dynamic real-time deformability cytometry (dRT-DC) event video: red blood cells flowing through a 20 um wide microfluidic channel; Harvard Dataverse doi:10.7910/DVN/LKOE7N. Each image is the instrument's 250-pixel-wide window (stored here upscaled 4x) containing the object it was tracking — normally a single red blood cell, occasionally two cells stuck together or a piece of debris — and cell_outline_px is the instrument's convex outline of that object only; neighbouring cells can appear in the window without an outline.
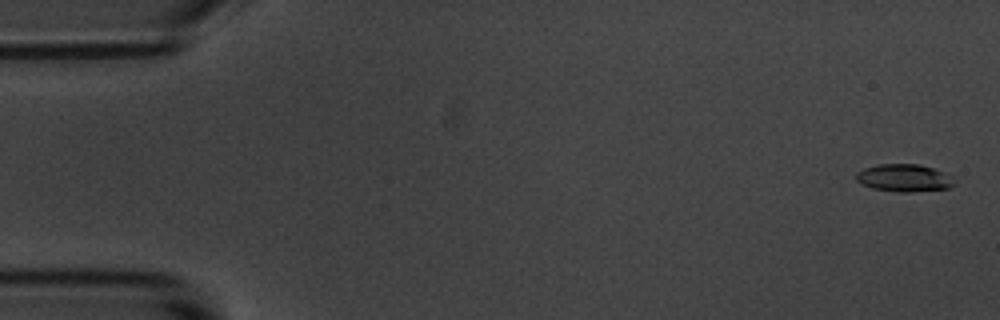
{"species": "common noctule bat (a hibernating species)", "species_latin": "Nyctalus noctula", "temperature_condition": "room temperature", "stored_images_in_passage": 5, "camera_frame_rate_fps": 3000, "um_per_image_px": 0.085, "animal": {"sex": "male", "body_mass_g": 20.1, "forearm_length_mm": 53.5}, "frame": {"image": 1, "passage_image": 1, "time_ms": 0.0, "image_size_px": [1000, 320], "cell_outline_px": [[956, 184], [948, 188], [912, 192], [900, 192], [872, 188], [856, 180], [856, 172], [864, 168], [876, 164], [920, 164], [944, 172], [952, 176], [956, 180]], "centroid_in_image_um": [76.88, 15.12], "position_along_channel_um": 8.1, "area_um2": 15.84}}
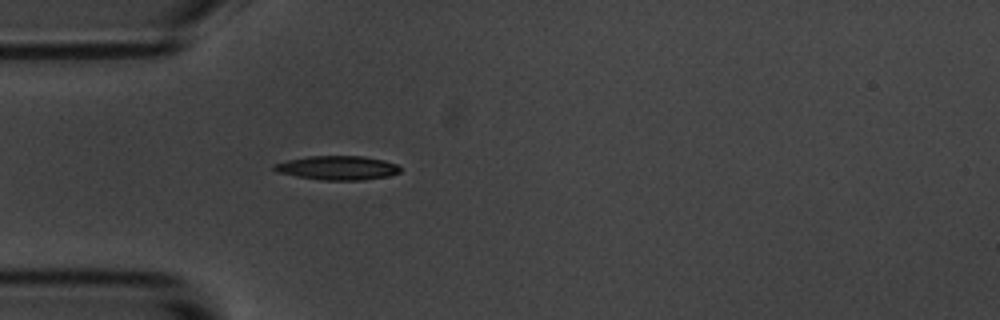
{"frame": {"image": 2, "passage_image": 5, "time_ms": 5.0, "image_size_px": [1000, 320], "cell_outline_px": [[400, 172], [388, 176], [364, 180], [320, 180], [296, 176], [276, 172], [272, 168], [272, 164], [288, 160], [308, 156], [364, 156], [384, 160], [396, 164], [400, 168]], "centroid_in_image_um": [28.66, 14.27], "position_along_channel_um": 56.3, "area_um2": 17.74}}